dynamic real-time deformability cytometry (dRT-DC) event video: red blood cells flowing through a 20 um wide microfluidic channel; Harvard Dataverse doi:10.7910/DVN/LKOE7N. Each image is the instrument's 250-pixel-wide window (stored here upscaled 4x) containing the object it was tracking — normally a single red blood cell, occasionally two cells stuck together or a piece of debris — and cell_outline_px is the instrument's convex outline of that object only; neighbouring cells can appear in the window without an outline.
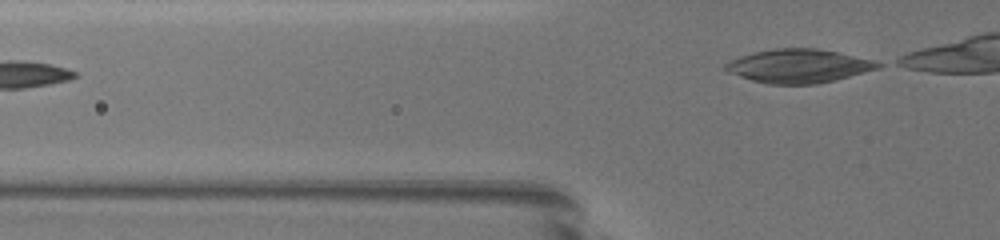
{"species": "common noctule bat (a hibernating species)", "species_latin": "Nyctalus noctula", "temperature_condition": "warm", "stored_images_in_passage": 2, "camera_frame_rate_fps": 3000, "um_per_image_px": 0.085, "animal": {"sex": "female", "body_mass_g": 19.5, "forearm_length_mm": 54.1}, "frame": {"image": 1, "passage_image": 2, "time_ms": 0.333, "image_size_px": [1000, 240], "cell_outline_px": [[884, 64], [876, 68], [848, 76], [816, 84], [768, 84], [752, 80], [740, 76], [724, 68], [724, 64], [740, 56], [756, 52], [776, 48], [812, 48], [836, 52]], "centroid_in_image_um": [67.81, 5.61], "position_along_channel_um": 58.0, "area_um2": 28.9}}